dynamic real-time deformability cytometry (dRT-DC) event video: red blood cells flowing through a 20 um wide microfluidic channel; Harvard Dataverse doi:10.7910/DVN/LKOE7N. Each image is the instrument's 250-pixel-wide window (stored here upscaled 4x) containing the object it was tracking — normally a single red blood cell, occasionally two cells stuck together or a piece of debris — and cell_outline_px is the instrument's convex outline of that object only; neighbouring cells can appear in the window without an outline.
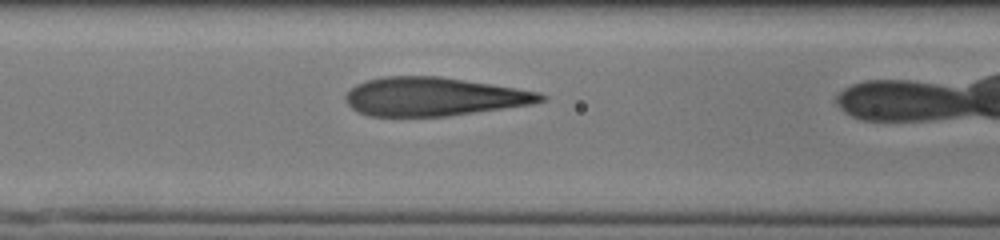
{"species": "human", "species_latin": "Homo sapiens", "temperature_condition": "cold", "stored_images_in_passage": 33, "camera_frame_rate_fps": 3000, "um_per_image_px": 0.085, "donor": {"sex": "male"}, "frame": {"image": 1, "passage_image": 11, "time_ms": 3.333, "image_size_px": [1000, 240], "cell_outline_px": [[548, 100], [532, 104], [448, 116], [368, 116], [356, 112], [344, 100], [344, 96], [356, 84], [368, 80], [384, 76], [440, 76], [516, 88], [540, 92], [548, 96]], "centroid_in_image_um": [36.87, 8.22], "position_along_channel_um": 129.7, "area_um2": 43.93}}
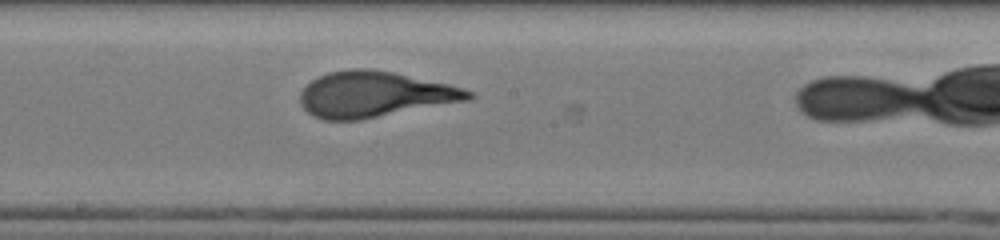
{"frame": {"image": 2, "passage_image": 18, "time_ms": 5.667, "image_size_px": [1000, 240], "cell_outline_px": [[476, 96], [472, 100], [360, 120], [324, 120], [312, 116], [300, 104], [300, 92], [312, 80], [328, 72], [352, 68], [364, 68], [392, 72], [448, 84], [464, 88], [472, 92]], "centroid_in_image_um": [31.85, 8.03], "position_along_channel_um": 216.3, "area_um2": 44.97}}
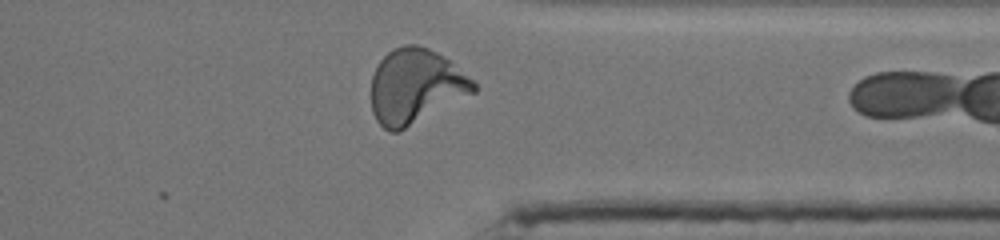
{"frame": {"image": 3, "passage_image": 31, "time_ms": 10.0, "image_size_px": [1000, 240], "cell_outline_px": [[476, 92], [400, 132], [388, 132], [376, 120], [372, 112], [372, 76], [380, 60], [392, 48], [404, 44], [416, 44], [428, 48], [452, 60], [476, 84]], "centroid_in_image_um": [35.33, 7.34], "position_along_channel_um": 376.1, "area_um2": 44.97}}